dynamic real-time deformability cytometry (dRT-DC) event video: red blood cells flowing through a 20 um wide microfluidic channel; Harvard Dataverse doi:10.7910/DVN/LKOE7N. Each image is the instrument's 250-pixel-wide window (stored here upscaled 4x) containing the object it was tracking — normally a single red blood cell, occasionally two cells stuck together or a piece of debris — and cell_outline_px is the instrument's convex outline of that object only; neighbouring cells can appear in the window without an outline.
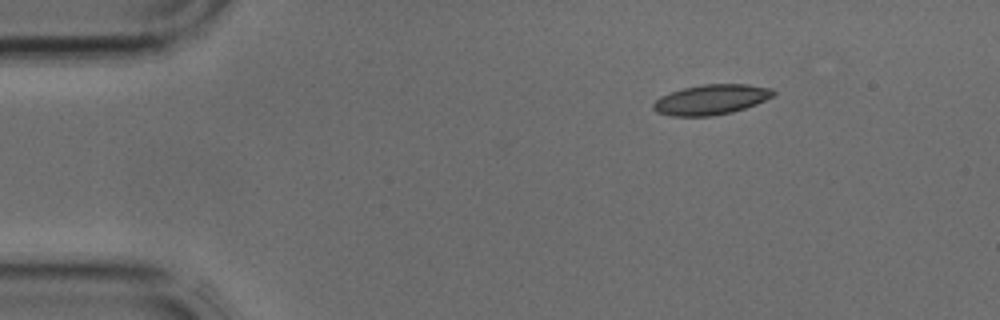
{"species": "common noctule bat (a hibernating species)", "species_latin": "Nyctalus noctula", "temperature_condition": "cold", "stored_images_in_passage": 3, "camera_frame_rate_fps": 3000, "um_per_image_px": 0.085, "animal": {"sex": "male", "body_mass_g": 17.9, "forearm_length_mm": 54.2}, "frame": {"image": 1, "passage_image": 1, "time_ms": 0.0, "image_size_px": [1000, 320], "cell_outline_px": [[776, 92], [772, 96], [756, 104], [732, 112], [712, 116], [672, 116], [656, 112], [652, 108], [652, 104], [660, 96], [684, 88], [704, 84], [748, 84], [772, 88]], "centroid_in_image_um": [60.43, 8.46], "position_along_channel_um": 24.6, "area_um2": 20.98}}